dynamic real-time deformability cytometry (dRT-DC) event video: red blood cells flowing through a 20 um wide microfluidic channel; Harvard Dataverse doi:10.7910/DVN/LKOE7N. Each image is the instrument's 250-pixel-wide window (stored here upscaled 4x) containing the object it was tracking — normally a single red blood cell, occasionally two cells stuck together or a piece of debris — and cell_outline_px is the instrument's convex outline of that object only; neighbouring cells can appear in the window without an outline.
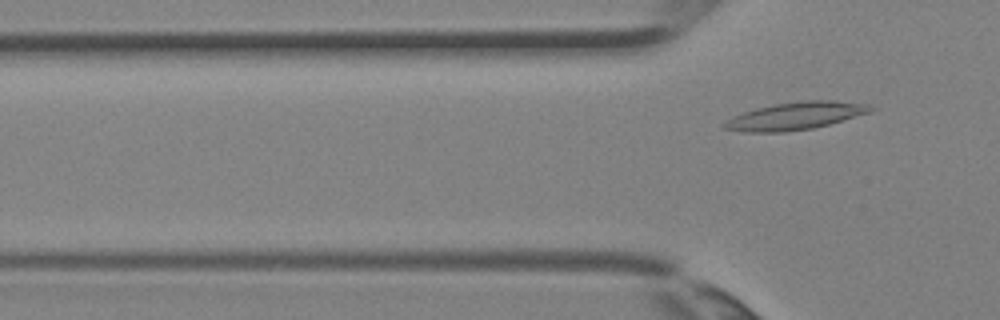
{"species": "Egyptian fruit bat (a non-hibernating species)", "species_latin": "Rousettus aegyptiacus", "temperature_condition": "room temperature", "stored_images_in_passage": 3, "camera_frame_rate_fps": 3000, "um_per_image_px": 0.085, "animal": {"sex": "female"}, "frame": {"image": 1, "passage_image": 3, "time_ms": 0.667, "image_size_px": [1000, 320], "cell_outline_px": [[876, 108], [872, 112], [828, 124], [812, 128], [784, 132], [748, 132], [724, 128], [720, 124], [732, 116], [756, 108], [776, 104], [808, 100], [832, 100], [868, 104]], "centroid_in_image_um": [67.62, 9.85], "position_along_channel_um": 58.2, "area_um2": 23.35}}